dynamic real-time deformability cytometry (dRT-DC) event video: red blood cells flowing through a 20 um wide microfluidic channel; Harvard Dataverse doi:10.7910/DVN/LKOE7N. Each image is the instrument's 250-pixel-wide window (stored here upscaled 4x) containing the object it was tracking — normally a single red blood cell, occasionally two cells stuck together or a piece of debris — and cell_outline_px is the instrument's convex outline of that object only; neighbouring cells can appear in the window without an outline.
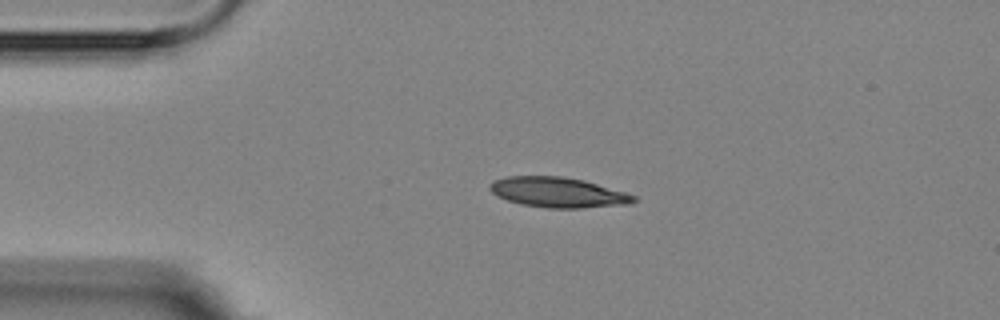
{"species": "Egyptian fruit bat (a non-hibernating species)", "species_latin": "Rousettus aegyptiacus", "temperature_condition": "room temperature", "stored_images_in_passage": 1, "camera_frame_rate_fps": 3000, "um_per_image_px": 0.085, "animal": {"sex": "female"}, "frame": {"image": 1, "passage_image": 1, "time_ms": 0.0, "image_size_px": [1000, 320], "cell_outline_px": [[636, 200], [628, 204], [580, 208], [548, 208], [520, 204], [496, 196], [488, 188], [492, 180], [508, 176], [560, 176], [584, 180], [624, 192], [636, 196]], "centroid_in_image_um": [47.38, 16.35], "position_along_channel_um": 37.6, "area_um2": 25.2}}